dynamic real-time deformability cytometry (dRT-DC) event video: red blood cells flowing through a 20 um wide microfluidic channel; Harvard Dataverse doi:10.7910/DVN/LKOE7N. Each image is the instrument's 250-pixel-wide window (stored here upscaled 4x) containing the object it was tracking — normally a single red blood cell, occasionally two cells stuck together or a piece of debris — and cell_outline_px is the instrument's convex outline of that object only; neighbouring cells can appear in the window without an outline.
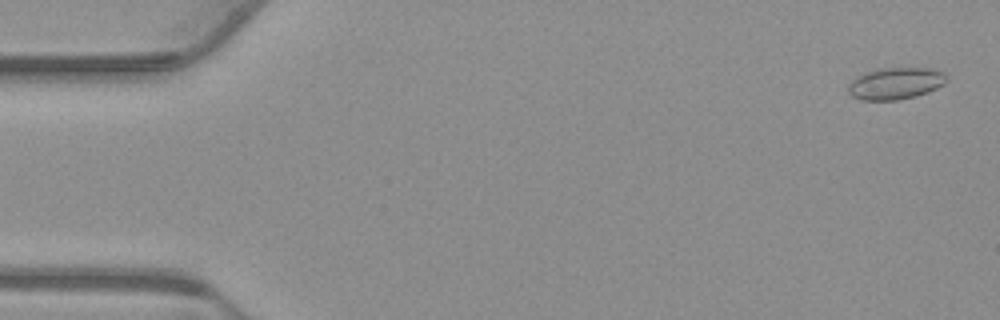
{"species": "common noctule bat (a hibernating species)", "species_latin": "Nyctalus noctula", "temperature_condition": "warm", "stored_images_in_passage": 55, "camera_frame_rate_fps": 3000, "um_per_image_px": 0.085, "animal": {"sex": "male", "body_mass_g": 23.1, "forearm_length_mm": 52.7}, "frame": {"image": 1, "passage_image": 2, "time_ms": 0.333, "image_size_px": [1000, 320], "cell_outline_px": [[948, 80], [944, 84], [928, 92], [916, 96], [896, 100], [860, 100], [852, 96], [848, 92], [848, 84], [856, 76], [864, 72], [880, 68], [932, 68], [944, 72], [948, 76]], "centroid_in_image_um": [76.12, 7.08], "position_along_channel_um": 8.9, "area_um2": 18.5}}
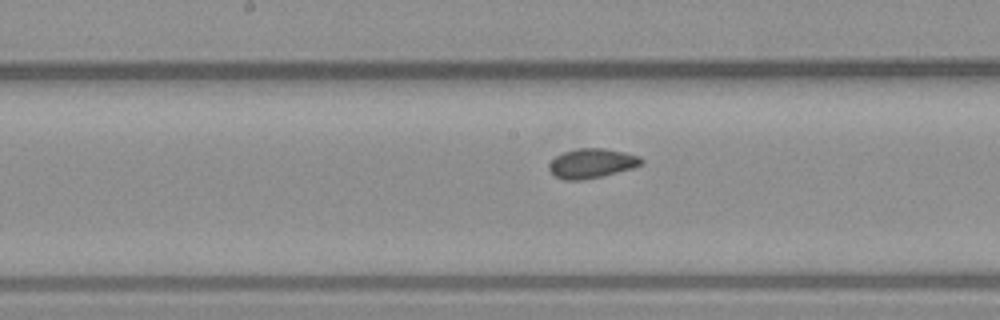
{"frame": {"image": 2, "passage_image": 28, "time_ms": 9.0, "image_size_px": [1000, 320], "cell_outline_px": [[644, 160], [640, 164], [632, 168], [600, 176], [580, 180], [564, 180], [556, 176], [548, 168], [548, 164], [556, 156], [564, 152], [580, 148], [604, 148], [624, 152], [640, 156]], "centroid_in_image_um": [50.29, 13.87], "position_along_channel_um": 197.9, "area_um2": 15.61}}
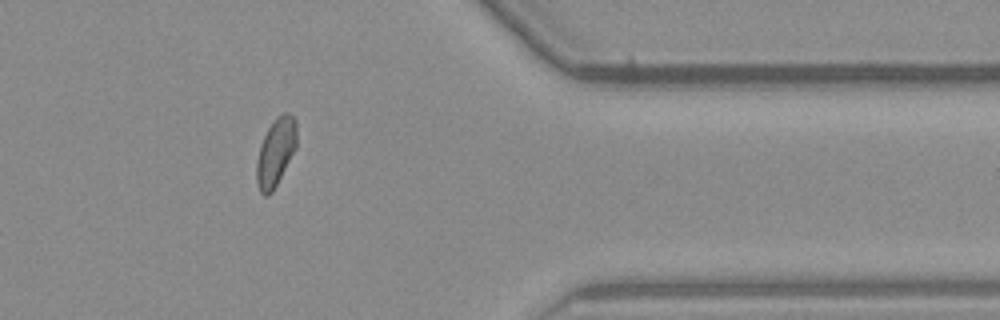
{"frame": {"image": 3, "passage_image": 45, "time_ms": 14.667, "image_size_px": [1000, 320], "cell_outline_px": [[296, 148], [272, 192], [268, 196], [264, 196], [260, 192], [256, 180], [256, 160], [260, 144], [268, 128], [276, 116], [284, 112], [288, 112], [296, 120]], "centroid_in_image_um": [23.42, 12.92], "position_along_channel_um": 388.0, "area_um2": 15.9}, "authors_computed_cell_mechanics": {"area_um2": 15.8372, "velocity_mm_per_s": 3.7435, "shape_relaxation_time_tau1_ms": null, "shape_relaxation_time_tau2_ms": 1.2537, "deformation_change_tau1": null, "deformation_change_tau2": 0.0564}}